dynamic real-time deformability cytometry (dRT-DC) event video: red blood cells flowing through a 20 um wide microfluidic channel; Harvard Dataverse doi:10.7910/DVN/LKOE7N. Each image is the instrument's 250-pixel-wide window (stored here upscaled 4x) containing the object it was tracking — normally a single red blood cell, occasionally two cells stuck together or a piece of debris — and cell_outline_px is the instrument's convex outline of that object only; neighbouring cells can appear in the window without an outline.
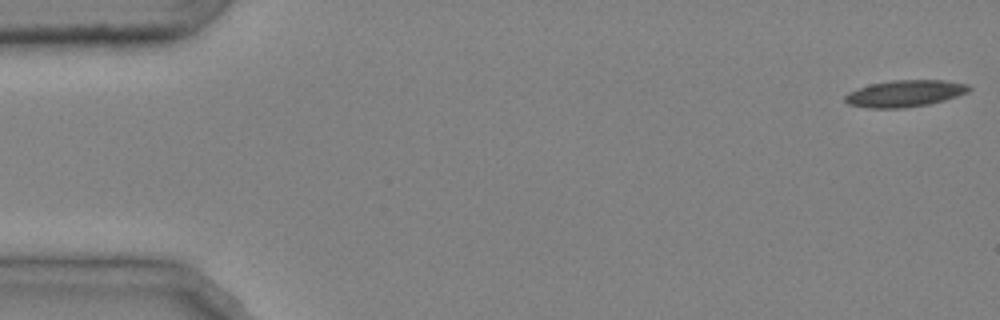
{"species": "common noctule bat (a hibernating species)", "species_latin": "Nyctalus noctula", "temperature_condition": "cold", "stored_images_in_passage": 45, "camera_frame_rate_fps": 3000, "um_per_image_px": 0.085, "animal": {"sex": "male", "body_mass_g": 20.4}, "frame": {"image": 1, "passage_image": 1, "time_ms": 0.0, "image_size_px": [1000, 320], "cell_outline_px": [[972, 88], [968, 92], [944, 100], [928, 104], [904, 108], [868, 108], [848, 104], [844, 100], [844, 96], [848, 92], [872, 84], [892, 80], [944, 80], [968, 84]], "centroid_in_image_um": [76.92, 7.95], "position_along_channel_um": 8.1, "area_um2": 19.19}}
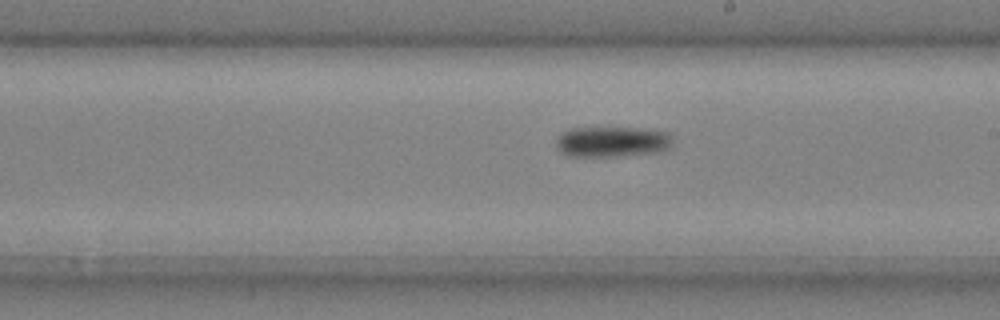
{"frame": {"image": 2, "passage_image": 28, "time_ms": 9.0, "image_size_px": [1000, 320], "cell_outline_px": [[672, 148], [664, 152], [624, 156], [568, 156], [560, 152], [556, 144], [556, 140], [560, 132], [568, 128], [636, 128], [668, 132], [672, 136]], "centroid_in_image_um": [52.06, 12.06], "position_along_channel_um": 236.9, "area_um2": 21.21}}
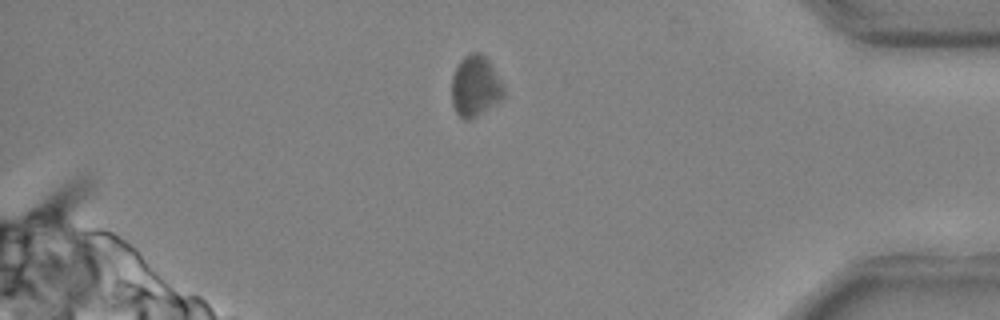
{"frame": {"image": 3, "passage_image": 42, "time_ms": 13.667, "image_size_px": [1000, 320], "cell_outline_px": [[504, 96], [500, 100], [476, 116], [468, 120], [464, 120], [456, 112], [452, 104], [452, 76], [460, 60], [464, 56], [472, 52], [480, 52], [488, 60], [504, 84]], "centroid_in_image_um": [40.4, 7.31], "position_along_channel_um": 394.8, "area_um2": 18.38}, "authors_computed_cell_mechanics": {"area_um2": 19.7098, "velocity_mm_per_s": 3.998, "shape_relaxation_time_tau1_ms": 1.0185, "shape_relaxation_time_tau2_ms": null, "deformation_change_tau1": 0.0558, "deformation_change_tau2": null}}